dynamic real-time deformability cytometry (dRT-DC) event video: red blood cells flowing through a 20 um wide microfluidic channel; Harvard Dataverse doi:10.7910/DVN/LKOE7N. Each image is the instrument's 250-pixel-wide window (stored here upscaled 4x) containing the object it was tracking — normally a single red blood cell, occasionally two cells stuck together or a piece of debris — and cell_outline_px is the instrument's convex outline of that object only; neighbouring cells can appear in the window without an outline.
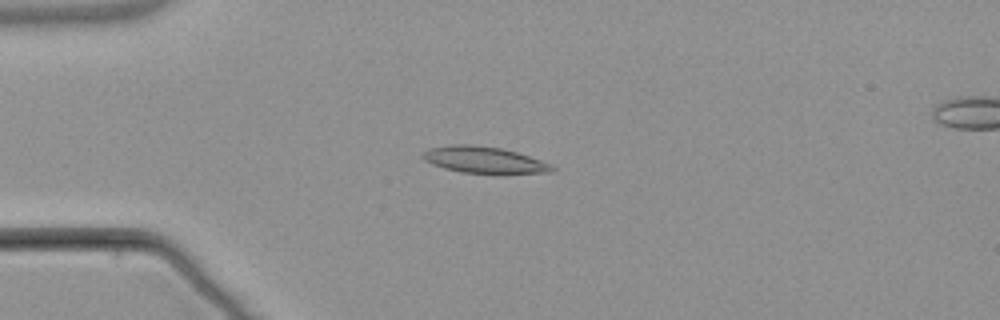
{"species": "common noctule bat (a hibernating species)", "species_latin": "Nyctalus noctula", "temperature_condition": "warm", "stored_images_in_passage": 7, "camera_frame_rate_fps": 3000, "um_per_image_px": 0.085, "animal": {"sex": "male", "body_mass_g": 21.5, "forearm_length_mm": 52.0}, "frame": {"image": 1, "passage_image": 4, "time_ms": 3.667, "image_size_px": [1000, 320], "cell_outline_px": [[556, 168], [552, 172], [508, 176], [500, 176], [460, 172], [444, 168], [432, 164], [424, 160], [420, 156], [420, 152], [428, 148], [452, 144], [472, 144], [500, 148], [516, 152], [552, 164]], "centroid_in_image_um": [41.17, 13.64], "position_along_channel_um": 43.8, "area_um2": 21.1}}
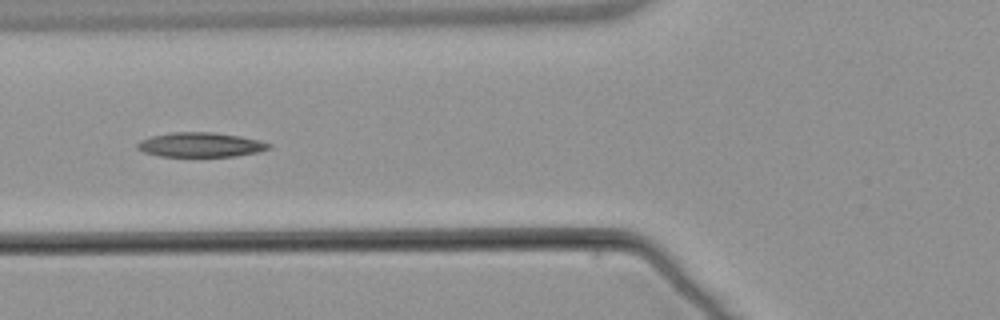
{"frame": {"image": 2, "passage_image": 6, "time_ms": 6.0, "image_size_px": [1000, 320], "cell_outline_px": [[272, 148], [260, 152], [236, 156], [160, 156], [144, 152], [136, 148], [136, 144], [140, 140], [152, 136], [172, 132], [212, 132], [240, 136], [260, 140], [272, 144]], "centroid_in_image_um": [17.08, 12.3], "position_along_channel_um": 108.7, "area_um2": 18.9}}
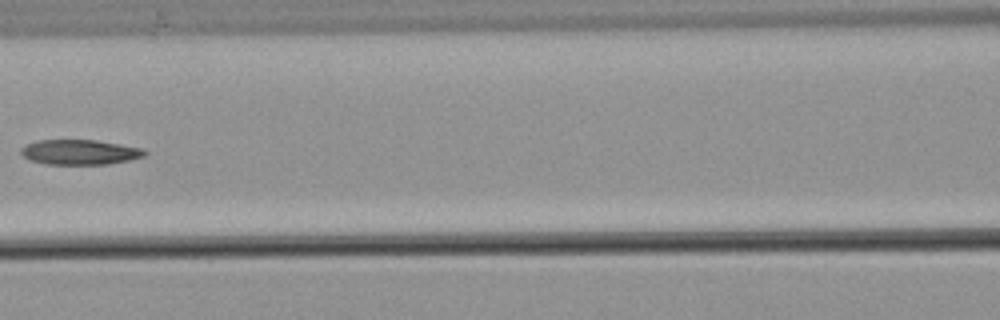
{"frame": {"image": 3, "passage_image": 7, "time_ms": 7.333, "image_size_px": [1000, 320], "cell_outline_px": [[148, 152], [144, 156], [128, 160], [108, 164], [48, 164], [32, 160], [24, 156], [20, 152], [20, 148], [24, 144], [36, 140], [96, 140], [144, 148]], "centroid_in_image_um": [6.78, 12.92], "position_along_channel_um": 159.8, "area_um2": 18.03}}